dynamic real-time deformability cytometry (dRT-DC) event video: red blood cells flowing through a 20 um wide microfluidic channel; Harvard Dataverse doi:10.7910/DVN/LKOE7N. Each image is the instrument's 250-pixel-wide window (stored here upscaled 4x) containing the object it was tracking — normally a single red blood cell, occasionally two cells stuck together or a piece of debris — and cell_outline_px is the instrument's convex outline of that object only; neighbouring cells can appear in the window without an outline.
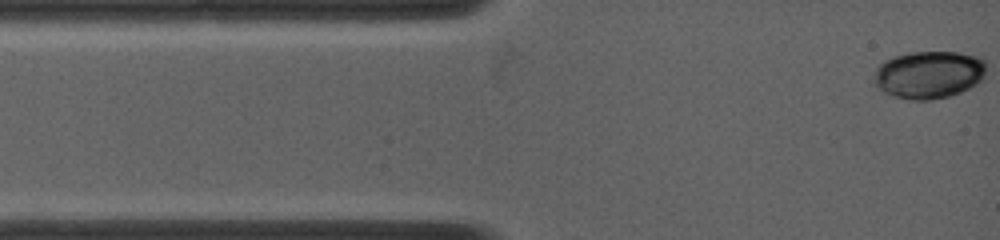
{"species": "common noctule bat (a hibernating species)", "species_latin": "Nyctalus noctula", "temperature_condition": "warm", "stored_images_in_passage": 66, "camera_frame_rate_fps": 5000, "um_per_image_px": 0.085, "animal": {"sex": "female", "body_mass_g": 19.0, "forearm_length_mm": 53.3}, "frame": {"image": 1, "passage_image": 1, "time_ms": 0.0, "image_size_px": [1000, 240], "cell_outline_px": [[984, 76], [976, 84], [960, 92], [948, 96], [932, 100], [908, 100], [896, 96], [876, 88], [876, 64], [892, 56], [908, 52], [980, 52], [984, 60]], "centroid_in_image_um": [78.98, 6.3], "position_along_channel_um": 6.0, "area_um2": 31.56}}
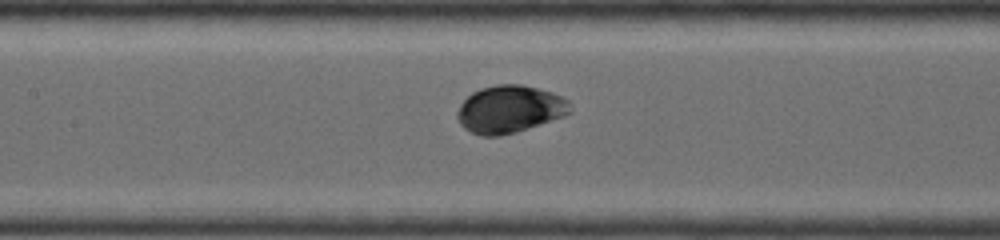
{"frame": {"image": 2, "passage_image": 28, "time_ms": 5.4, "image_size_px": [1000, 240], "cell_outline_px": [[568, 112], [564, 116], [516, 132], [500, 136], [480, 136], [464, 128], [460, 124], [456, 116], [460, 104], [472, 92], [480, 88], [496, 84], [520, 84], [552, 92], [568, 100]], "centroid_in_image_um": [43.27, 9.28], "position_along_channel_um": 164.1, "area_um2": 30.98}}
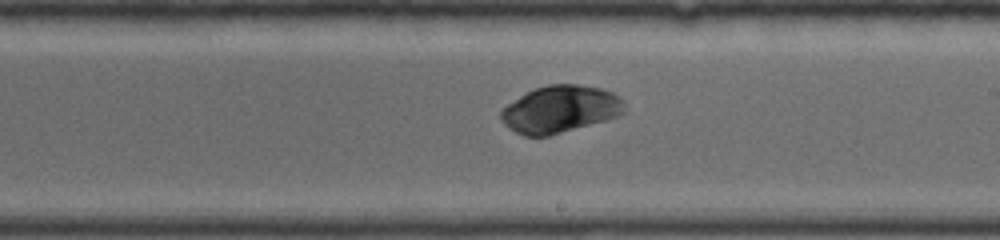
{"frame": {"image": 3, "passage_image": 38, "time_ms": 7.4, "image_size_px": [1000, 240], "cell_outline_px": [[620, 112], [616, 116], [604, 120], [548, 136], [524, 136], [508, 128], [500, 120], [500, 112], [508, 104], [520, 96], [536, 88], [548, 84], [576, 84], [600, 88], [612, 92], [620, 96]], "centroid_in_image_um": [47.53, 9.28], "position_along_channel_um": 241.5, "area_um2": 33.18}}